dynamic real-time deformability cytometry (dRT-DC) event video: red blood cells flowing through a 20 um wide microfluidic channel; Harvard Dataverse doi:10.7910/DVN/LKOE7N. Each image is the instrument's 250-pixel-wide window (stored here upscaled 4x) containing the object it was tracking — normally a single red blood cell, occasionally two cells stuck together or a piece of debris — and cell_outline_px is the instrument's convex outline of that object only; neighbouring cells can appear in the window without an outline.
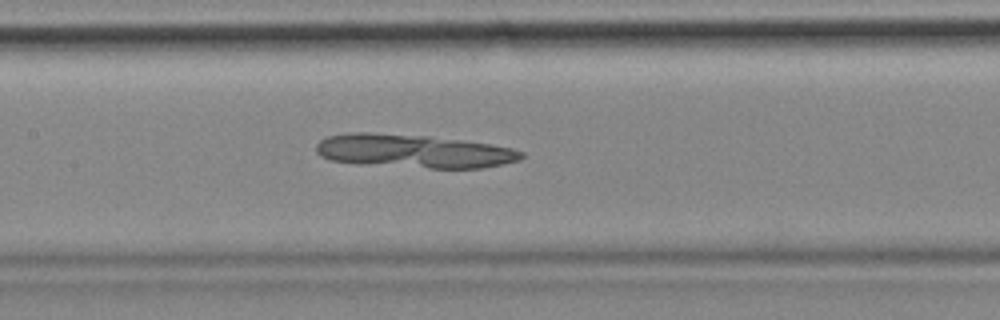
{"species": "common noctule bat (a hibernating species)", "species_latin": "Nyctalus noctula", "temperature_condition": "cold", "stored_images_in_passage": 7, "camera_frame_rate_fps": 3000, "um_per_image_px": 0.085, "animal": {"sex": "female", "body_mass_g": 18.4}, "frame": {"image": 1, "passage_image": 7, "time_ms": 2.0, "image_size_px": [1000, 320], "cell_outline_px": [[524, 156], [520, 160], [484, 168], [428, 168], [328, 160], [320, 156], [316, 152], [316, 144], [320, 140], [328, 136], [348, 132], [368, 132], [428, 136], [460, 140], [488, 144], [512, 148], [524, 152]], "centroid_in_image_um": [35.16, 12.83], "position_along_channel_um": 172.2, "area_um2": 39.71}}